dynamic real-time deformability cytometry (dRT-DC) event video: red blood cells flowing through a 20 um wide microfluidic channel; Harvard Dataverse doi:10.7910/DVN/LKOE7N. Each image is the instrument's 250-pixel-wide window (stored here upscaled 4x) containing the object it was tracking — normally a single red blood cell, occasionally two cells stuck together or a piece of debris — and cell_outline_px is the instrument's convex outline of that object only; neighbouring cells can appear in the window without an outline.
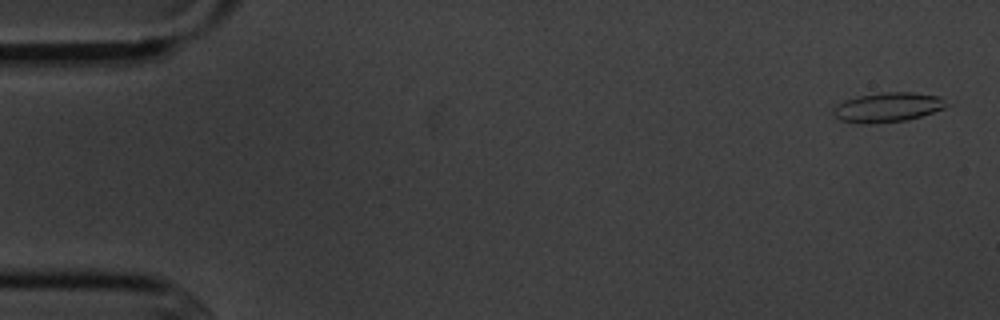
{"species": "common noctule bat (a hibernating species)", "species_latin": "Nyctalus noctula", "temperature_condition": "cold", "stored_images_in_passage": 5, "segment_of_instrument_passage": [1, 2], "camera_frame_rate_fps": 3000, "um_per_image_px": 0.085, "animal": {"sex": "male", "body_mass_g": 20.1, "forearm_length_mm": 53.5}, "frame": {"image": 1, "passage_image": 1, "time_ms": 0.0, "image_size_px": [1000, 320], "cell_outline_px": [[948, 104], [944, 108], [908, 120], [872, 124], [860, 124], [840, 120], [832, 112], [832, 108], [836, 104], [844, 100], [860, 96], [884, 92], [912, 92], [940, 96]], "centroid_in_image_um": [75.42, 9.13], "position_along_channel_um": 9.6, "area_um2": 19.54}}
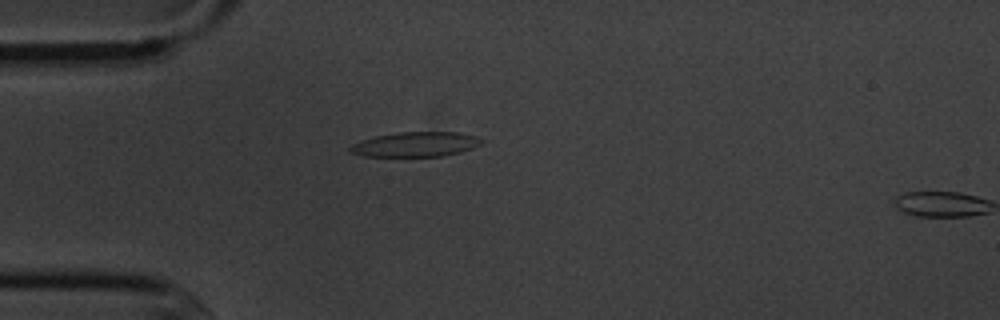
{"frame": {"image": 2, "passage_image": 4, "time_ms": 4.333, "image_size_px": [1000, 320], "cell_outline_px": [[484, 140], [480, 144], [472, 148], [460, 152], [444, 156], [364, 156], [352, 152], [348, 148], [352, 144], [376, 136], [400, 132], [460, 132], [476, 136]], "centroid_in_image_um": [35.37, 12.26], "position_along_channel_um": 49.6, "area_um2": 18.79}}